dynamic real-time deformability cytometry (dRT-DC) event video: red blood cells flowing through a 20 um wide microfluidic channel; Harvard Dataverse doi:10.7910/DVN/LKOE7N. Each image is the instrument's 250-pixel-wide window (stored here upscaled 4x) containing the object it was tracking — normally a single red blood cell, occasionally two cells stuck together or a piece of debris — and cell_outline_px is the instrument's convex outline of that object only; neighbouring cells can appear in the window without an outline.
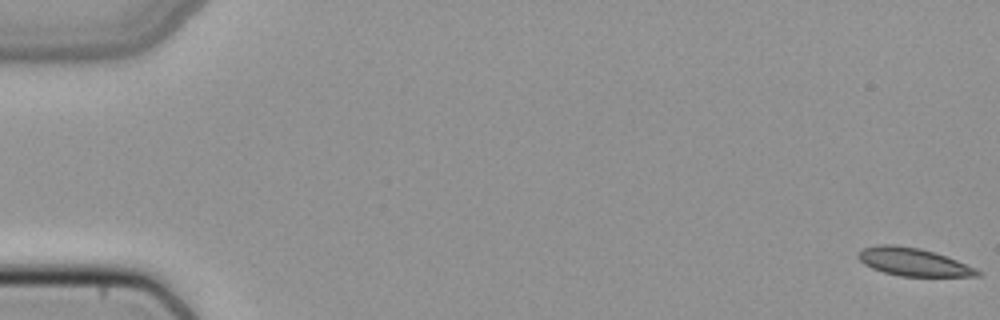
{"species": "common noctule bat (a hibernating species)", "species_latin": "Nyctalus noctula", "temperature_condition": "cold", "stored_images_in_passage": 52, "camera_frame_rate_fps": 3000, "um_per_image_px": 0.085, "animal": {"sex": "female", "body_mass_g": 22.7, "forearm_length_mm": 54.2}, "frame": {"image": 1, "passage_image": 1, "time_ms": 0.0, "image_size_px": [1000, 320], "cell_outline_px": [[984, 272], [980, 276], [900, 276], [884, 272], [872, 268], [864, 264], [856, 256], [860, 248], [880, 244], [892, 244], [920, 248], [956, 260], [976, 268]], "centroid_in_image_um": [77.6, 22.26], "position_along_channel_um": 7.4, "area_um2": 19.36}}
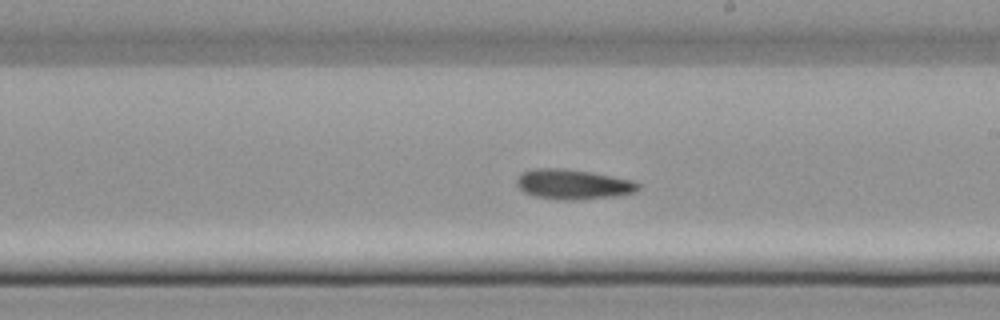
{"frame": {"image": 2, "passage_image": 31, "time_ms": 10.0, "image_size_px": [1000, 320], "cell_outline_px": [[640, 188], [636, 192], [616, 196], [572, 200], [568, 200], [536, 196], [524, 192], [516, 184], [516, 176], [520, 172], [532, 168], [568, 168], [592, 172], [632, 180], [640, 184]], "centroid_in_image_um": [48.69, 15.64], "position_along_channel_um": 240.3, "area_um2": 21.39}}
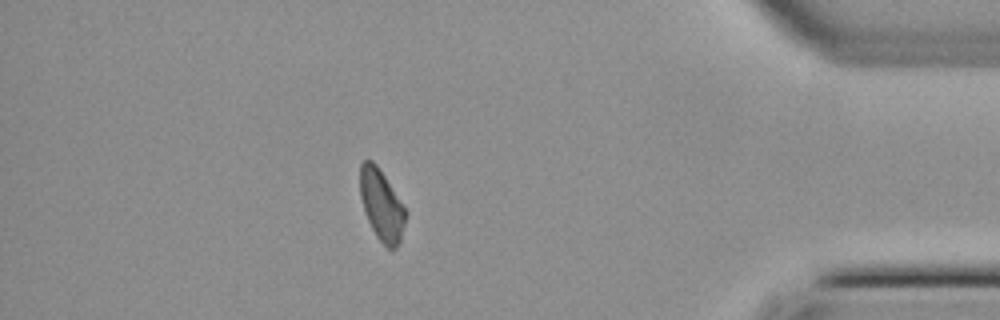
{"frame": {"image": 3, "passage_image": 46, "time_ms": 15.0, "image_size_px": [1000, 320], "cell_outline_px": [[408, 212], [400, 240], [396, 248], [388, 248], [376, 236], [364, 212], [360, 196], [360, 164], [364, 160], [372, 160], [376, 164], [404, 204]], "centroid_in_image_um": [32.44, 17.41], "position_along_channel_um": 402.8, "area_um2": 18.9}}